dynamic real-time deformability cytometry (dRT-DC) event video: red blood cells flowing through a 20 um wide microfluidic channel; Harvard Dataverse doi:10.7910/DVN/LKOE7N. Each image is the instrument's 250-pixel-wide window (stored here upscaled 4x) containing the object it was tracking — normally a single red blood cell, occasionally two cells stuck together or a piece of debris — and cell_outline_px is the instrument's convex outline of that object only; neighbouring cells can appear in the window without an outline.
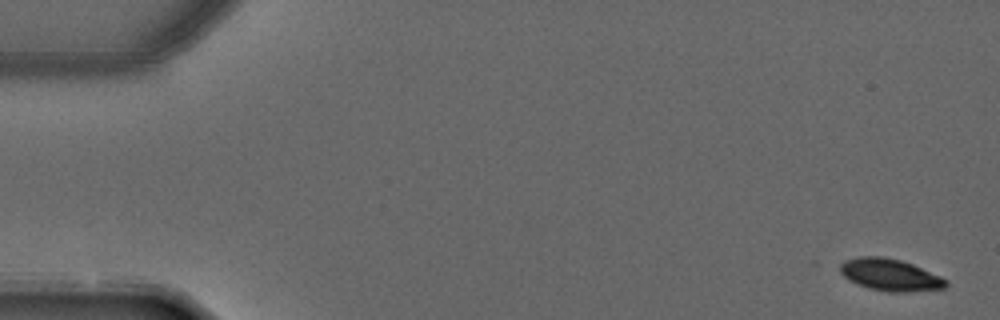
{"species": "common noctule bat (a hibernating species)", "species_latin": "Nyctalus noctula", "temperature_condition": "warm", "stored_images_in_passage": 4, "camera_frame_rate_fps": 3000, "um_per_image_px": 0.085, "animal": {"sex": "male", "forearm_length_mm": 52.5}, "frame": {"image": 1, "passage_image": 1, "time_ms": 0.0, "image_size_px": [1000, 320], "cell_outline_px": [[948, 284], [944, 288], [908, 292], [888, 292], [868, 288], [856, 284], [844, 276], [840, 272], [840, 264], [844, 260], [860, 256], [884, 256], [900, 260], [912, 264], [940, 276], [948, 280]], "centroid_in_image_um": [75.65, 23.36], "position_along_channel_um": 9.4, "area_um2": 19.77}}
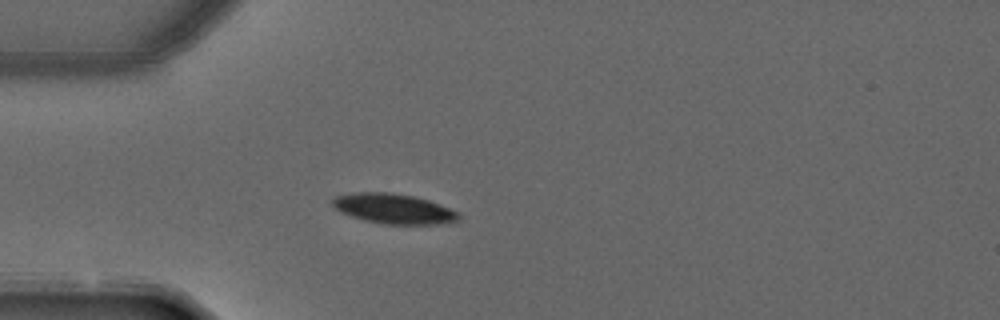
{"frame": {"image": 2, "passage_image": 4, "time_ms": 1.0, "image_size_px": [1000, 320], "cell_outline_px": [[460, 220], [440, 224], [384, 224], [364, 220], [340, 212], [332, 204], [332, 196], [356, 192], [388, 192], [412, 196], [428, 200], [460, 212]], "centroid_in_image_um": [33.46, 17.74], "position_along_channel_um": 51.5, "area_um2": 22.08}}